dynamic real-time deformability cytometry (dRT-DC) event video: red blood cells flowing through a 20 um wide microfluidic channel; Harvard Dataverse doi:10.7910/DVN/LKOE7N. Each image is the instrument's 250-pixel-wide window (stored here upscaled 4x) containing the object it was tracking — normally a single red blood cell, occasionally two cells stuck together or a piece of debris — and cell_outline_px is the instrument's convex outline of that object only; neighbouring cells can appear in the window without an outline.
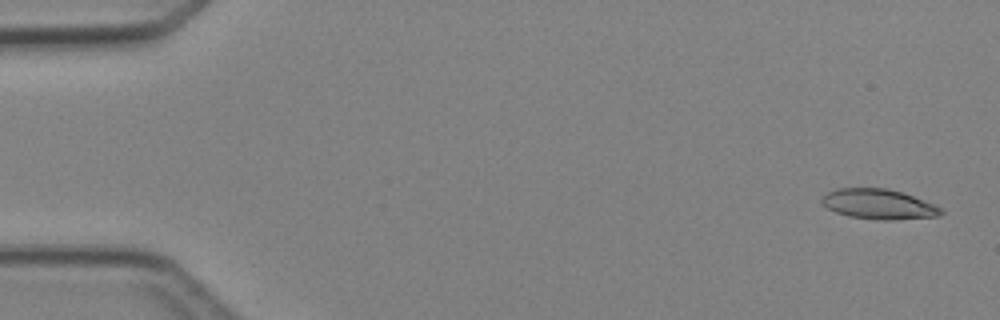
{"species": "Egyptian fruit bat (a non-hibernating species)", "species_latin": "Rousettus aegyptiacus", "temperature_condition": "cold", "stored_images_in_passage": 3, "camera_frame_rate_fps": 3000, "um_per_image_px": 0.085, "animal": {"sex": "female"}, "frame": {"image": 1, "passage_image": 1, "time_ms": 0.0, "image_size_px": [1000, 320], "cell_outline_px": [[944, 212], [940, 216], [892, 220], [876, 220], [848, 216], [836, 212], [820, 204], [820, 200], [828, 192], [836, 188], [888, 188], [936, 204]], "centroid_in_image_um": [74.68, 17.36], "position_along_channel_um": 10.3, "area_um2": 20.98}}